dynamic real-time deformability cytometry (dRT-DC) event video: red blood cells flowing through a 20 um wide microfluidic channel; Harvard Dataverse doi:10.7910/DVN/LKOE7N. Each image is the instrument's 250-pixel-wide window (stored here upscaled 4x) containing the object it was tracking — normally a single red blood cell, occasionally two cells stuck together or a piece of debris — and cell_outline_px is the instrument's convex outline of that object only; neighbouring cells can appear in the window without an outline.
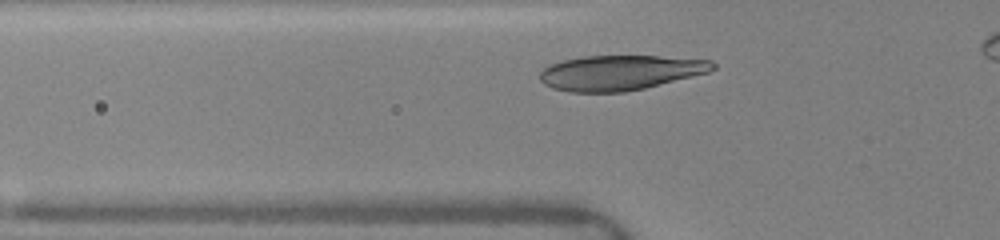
{"species": "human", "species_latin": "Homo sapiens", "temperature_condition": "warm", "stored_images_in_passage": 22, "camera_frame_rate_fps": 3000, "um_per_image_px": 0.085, "donor": {"sex": "female"}, "frame": {"image": 1, "passage_image": 7, "time_ms": 1.333, "image_size_px": [1000, 240], "cell_outline_px": [[716, 68], [708, 72], [644, 88], [624, 92], [572, 92], [552, 88], [544, 84], [540, 80], [540, 72], [544, 68], [552, 64], [564, 60], [584, 56], [660, 56], [712, 60], [716, 64]], "centroid_in_image_um": [52.72, 6.17], "position_along_channel_um": 73.1, "area_um2": 35.03}}
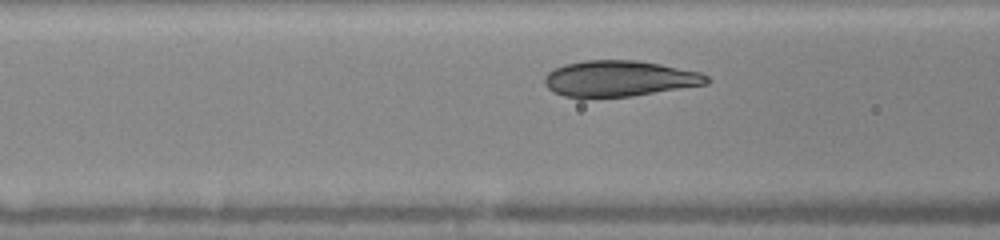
{"frame": {"image": 2, "passage_image": 13, "time_ms": 2.333, "image_size_px": [1000, 240], "cell_outline_px": [[712, 80], [708, 84], [632, 96], [564, 96], [552, 92], [544, 84], [544, 76], [548, 72], [564, 64], [584, 60], [636, 60], [660, 64], [700, 72], [708, 76]], "centroid_in_image_um": [52.66, 6.66], "position_along_channel_um": 113.9, "area_um2": 33.76}}
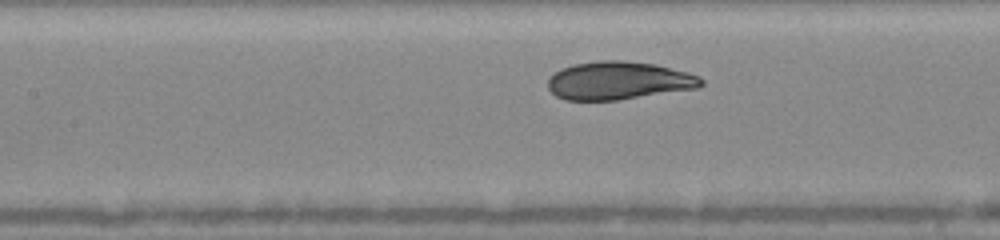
{"frame": {"image": 3, "passage_image": 18, "time_ms": 3.333, "image_size_px": [1000, 240], "cell_outline_px": [[704, 84], [700, 88], [616, 100], [564, 100], [556, 96], [548, 88], [548, 80], [560, 68], [572, 64], [600, 60], [624, 60], [656, 64], [688, 72], [700, 76], [704, 80]], "centroid_in_image_um": [52.62, 6.84], "position_along_channel_um": 154.8, "area_um2": 34.28}}